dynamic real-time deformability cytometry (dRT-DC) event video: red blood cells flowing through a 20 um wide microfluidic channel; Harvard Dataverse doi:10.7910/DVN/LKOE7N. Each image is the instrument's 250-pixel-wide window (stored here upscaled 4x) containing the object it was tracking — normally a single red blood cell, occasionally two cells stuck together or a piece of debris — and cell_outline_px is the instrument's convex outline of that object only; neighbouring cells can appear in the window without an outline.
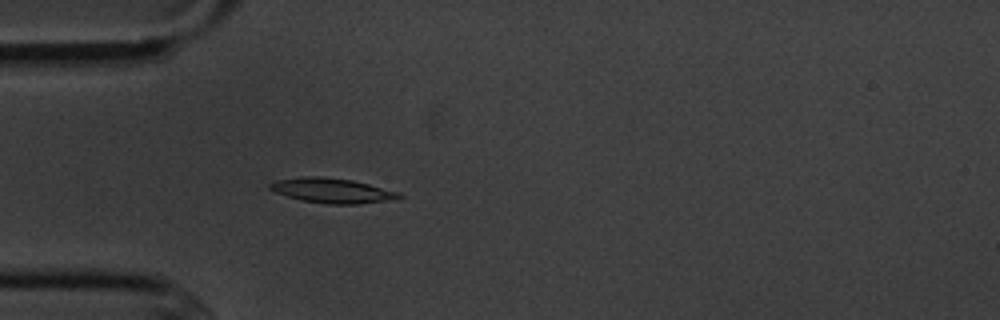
{"species": "common noctule bat (a hibernating species)", "species_latin": "Nyctalus noctula", "temperature_condition": "cold", "stored_images_in_passage": 5, "camera_frame_rate_fps": 3000, "um_per_image_px": 0.085, "animal": {"sex": "male", "body_mass_g": 20.1, "forearm_length_mm": 53.5}, "frame": {"image": 1, "passage_image": 5, "time_ms": 4.667, "image_size_px": [1000, 320], "cell_outline_px": [[404, 196], [384, 200], [356, 204], [332, 204], [300, 200], [276, 192], [268, 188], [268, 184], [276, 180], [300, 176], [324, 176], [352, 180], [400, 192]], "centroid_in_image_um": [28.17, 16.18], "position_along_channel_um": 56.8, "area_um2": 18.5}}